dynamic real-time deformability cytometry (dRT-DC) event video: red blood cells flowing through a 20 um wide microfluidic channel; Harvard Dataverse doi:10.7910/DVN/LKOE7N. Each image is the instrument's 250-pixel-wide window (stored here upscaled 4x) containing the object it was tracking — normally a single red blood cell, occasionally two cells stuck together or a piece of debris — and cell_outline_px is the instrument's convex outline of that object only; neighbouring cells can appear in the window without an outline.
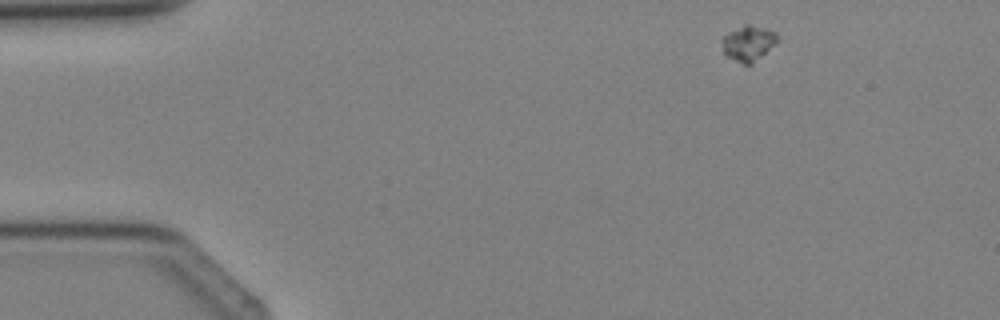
{"species": "Egyptian fruit bat (a non-hibernating species)", "species_latin": "Rousettus aegyptiacus", "temperature_condition": "cold", "stored_images_in_passage": 4, "camera_frame_rate_fps": 3000, "um_per_image_px": 0.085, "animal": {"sex": "female"}, "frame": {"image": 1, "passage_image": 1, "time_ms": 0.0, "image_size_px": [1000, 320], "cell_outline_px": [[776, 40], [752, 64], [744, 64], [728, 56], [724, 52], [720, 40], [728, 32], [744, 24], [748, 24], [764, 28], [776, 32]], "centroid_in_image_um": [63.54, 3.65], "position_along_channel_um": 21.5, "area_um2": 10.92}}
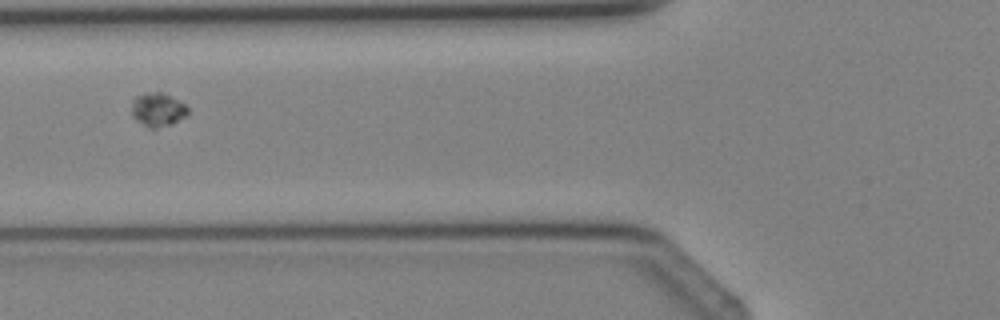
{"frame": {"image": 2, "passage_image": 4, "time_ms": 3.333, "image_size_px": [1000, 320], "cell_outline_px": [[188, 116], [172, 124], [156, 128], [148, 128], [136, 120], [132, 116], [132, 100], [136, 96], [144, 92], [160, 92], [184, 104], [188, 108]], "centroid_in_image_um": [13.39, 9.33], "position_along_channel_um": 112.4, "area_um2": 11.04}}